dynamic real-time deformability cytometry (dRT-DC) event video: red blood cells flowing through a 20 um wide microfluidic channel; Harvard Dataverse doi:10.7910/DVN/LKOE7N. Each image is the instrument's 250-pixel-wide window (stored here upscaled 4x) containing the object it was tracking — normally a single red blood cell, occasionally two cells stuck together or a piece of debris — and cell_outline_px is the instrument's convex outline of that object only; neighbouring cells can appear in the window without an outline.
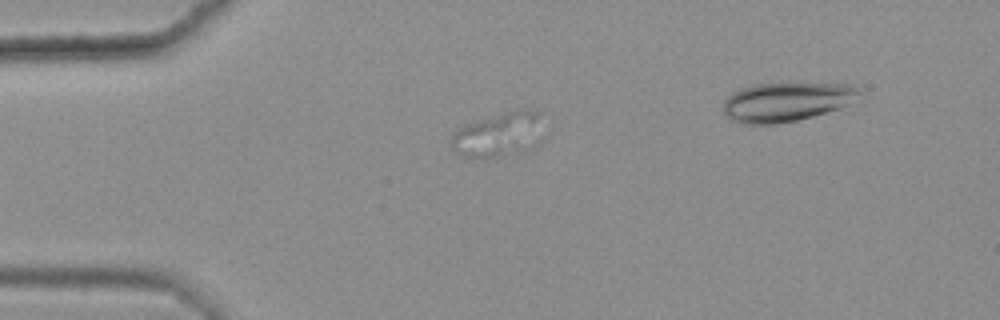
{"species": "common noctule bat (a hibernating species)", "species_latin": "Nyctalus noctula", "temperature_condition": "warm", "stored_images_in_passage": 41, "camera_frame_rate_fps": 3000, "um_per_image_px": 0.085, "animal": {"sex": "female", "body_mass_g": 25.1}, "frame": {"image": 1, "passage_image": 1, "time_ms": 0.0, "image_size_px": [1000, 320], "cell_outline_px": [[544, 140], [540, 144], [532, 148], [500, 156], [480, 160], [468, 156], [452, 148], [452, 132], [464, 124], [476, 120], [516, 108], [524, 108], [536, 112], [544, 136]], "centroid_in_image_um": [42.41, 11.43], "position_along_channel_um": 42.6, "area_um2": 24.22}}
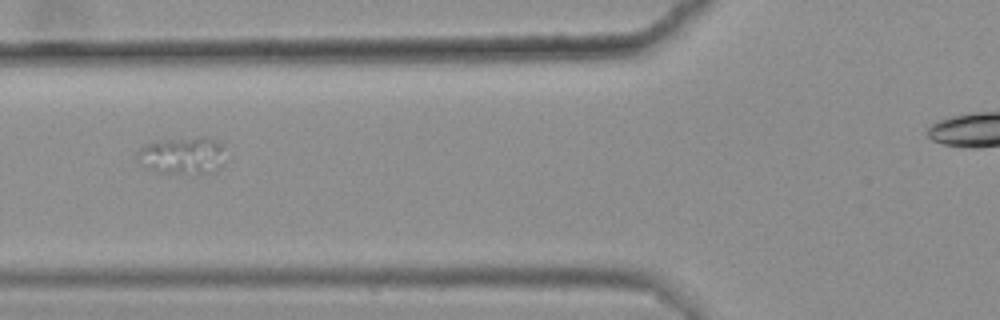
{"frame": {"image": 2, "passage_image": 9, "time_ms": 2.667, "image_size_px": [1000, 320], "cell_outline_px": [[224, 164], [216, 172], [156, 172], [144, 168], [136, 156], [136, 152], [140, 148], [148, 144], [164, 140], [200, 136], [224, 144]], "centroid_in_image_um": [15.53, 13.21], "position_along_channel_um": 110.3, "area_um2": 19.02}}
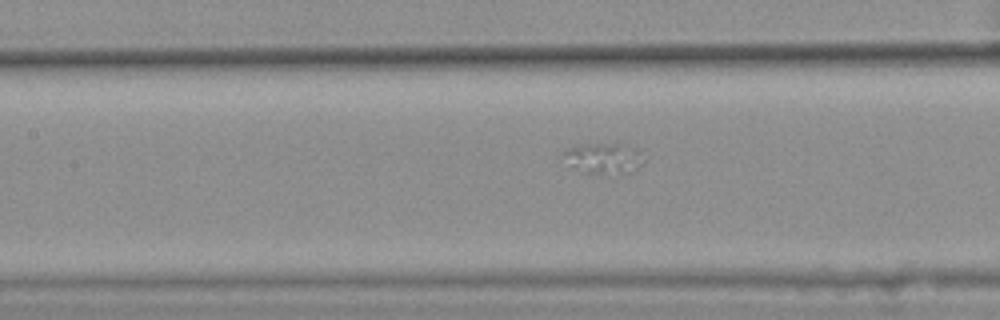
{"frame": {"image": 3, "passage_image": 13, "time_ms": 4.0, "image_size_px": [1000, 320], "cell_outline_px": [[648, 156], [644, 164], [632, 172], [584, 172], [556, 156], [560, 152], [576, 144], [620, 140], [636, 148]], "centroid_in_image_um": [51.35, 13.34], "position_along_channel_um": 156.0, "area_um2": 15.49}}